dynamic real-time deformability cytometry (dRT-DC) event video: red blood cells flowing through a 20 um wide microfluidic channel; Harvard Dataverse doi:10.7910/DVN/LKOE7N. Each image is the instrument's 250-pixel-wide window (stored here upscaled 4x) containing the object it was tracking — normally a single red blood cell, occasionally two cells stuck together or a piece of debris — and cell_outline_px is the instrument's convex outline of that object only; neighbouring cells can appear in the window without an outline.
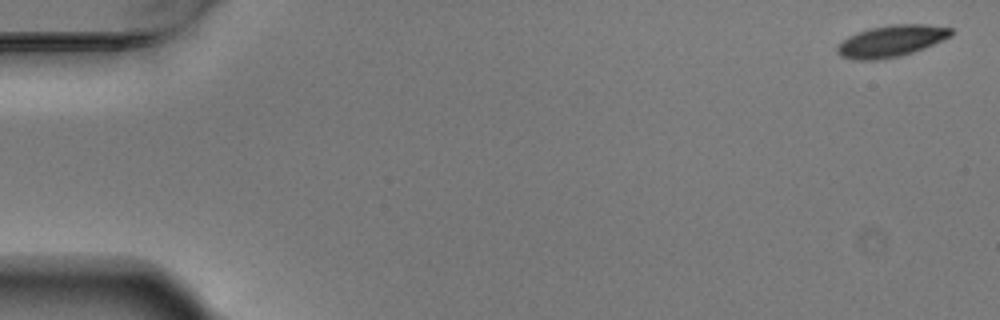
{"species": "Egyptian fruit bat (a non-hibernating species)", "species_latin": "Rousettus aegyptiacus", "temperature_condition": "warm", "stored_images_in_passage": 5, "camera_frame_rate_fps": 3000, "um_per_image_px": 0.085, "animal": {"sex": "male"}, "frame": {"image": 1, "passage_image": 1, "time_ms": 0.0, "image_size_px": [1000, 320], "cell_outline_px": [[952, 36], [924, 48], [900, 56], [876, 60], [852, 60], [840, 56], [836, 52], [836, 48], [848, 36], [872, 28], [892, 24], [924, 24], [952, 28]], "centroid_in_image_um": [75.75, 3.5], "position_along_channel_um": 9.2, "area_um2": 20.81}}
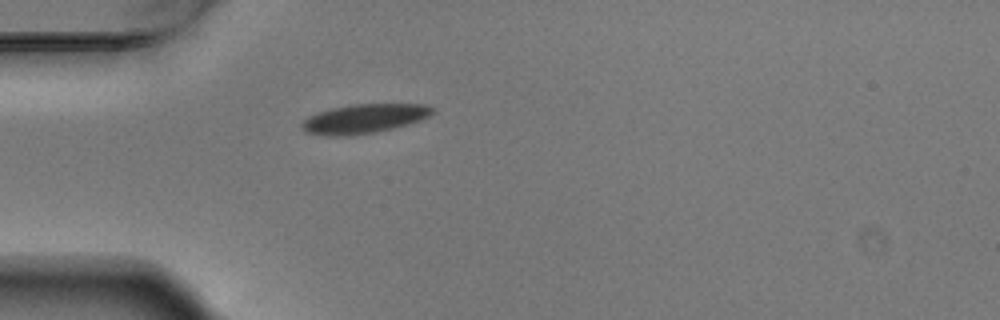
{"frame": {"image": 2, "passage_image": 5, "time_ms": 1.333, "image_size_px": [1000, 320], "cell_outline_px": [[436, 112], [420, 120], [408, 124], [376, 132], [348, 136], [328, 136], [304, 132], [300, 128], [300, 124], [308, 116], [316, 112], [332, 108], [352, 104], [424, 104], [436, 108]], "centroid_in_image_um": [30.93, 10.09], "position_along_channel_um": 54.1, "area_um2": 22.48}}